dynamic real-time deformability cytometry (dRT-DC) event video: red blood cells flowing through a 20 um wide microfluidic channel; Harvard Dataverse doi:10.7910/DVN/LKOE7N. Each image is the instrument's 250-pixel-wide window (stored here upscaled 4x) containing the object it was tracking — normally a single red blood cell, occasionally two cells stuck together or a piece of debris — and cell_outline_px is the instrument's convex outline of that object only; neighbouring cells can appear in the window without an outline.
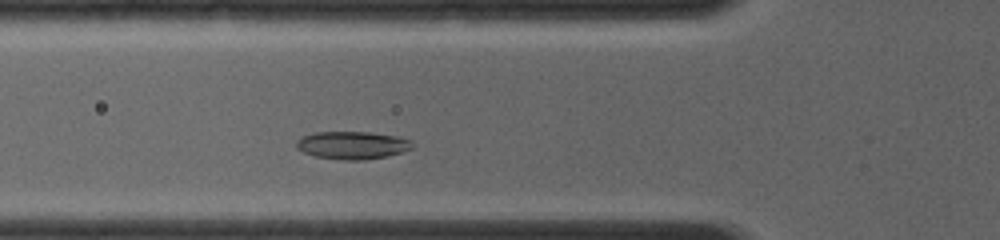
{"species": "common noctule bat (a hibernating species)", "species_latin": "Nyctalus noctula", "temperature_condition": "room temperature", "stored_images_in_passage": 12, "camera_frame_rate_fps": 4000, "um_per_image_px": 0.085, "animal": {"sex": "female", "body_mass_g": 19.0, "forearm_length_mm": 56.7}, "frame": {"image": 1, "passage_image": 9, "time_ms": 2.0, "image_size_px": [1000, 240], "cell_outline_px": [[412, 148], [388, 156], [364, 160], [344, 160], [316, 156], [304, 152], [296, 148], [296, 140], [304, 136], [316, 132], [368, 132], [396, 136], [412, 140]], "centroid_in_image_um": [29.95, 12.34], "position_along_channel_um": 95.9, "area_um2": 18.61}}
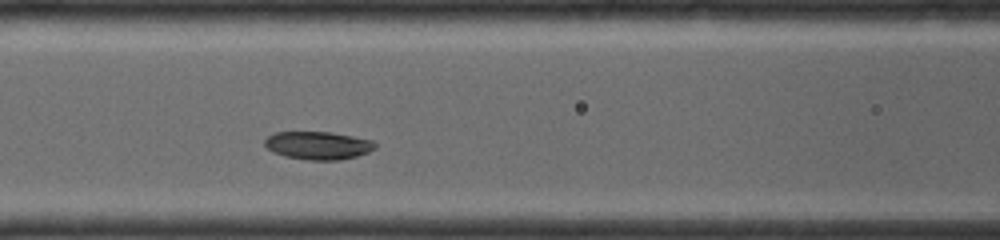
{"frame": {"image": 2, "passage_image": 12, "time_ms": 3.0, "image_size_px": [1000, 240], "cell_outline_px": [[376, 148], [368, 152], [356, 156], [340, 160], [308, 160], [284, 156], [272, 152], [264, 144], [264, 140], [268, 136], [276, 132], [332, 132], [372, 140], [376, 144]], "centroid_in_image_um": [27.03, 12.36], "position_along_channel_um": 139.6, "area_um2": 18.03}}